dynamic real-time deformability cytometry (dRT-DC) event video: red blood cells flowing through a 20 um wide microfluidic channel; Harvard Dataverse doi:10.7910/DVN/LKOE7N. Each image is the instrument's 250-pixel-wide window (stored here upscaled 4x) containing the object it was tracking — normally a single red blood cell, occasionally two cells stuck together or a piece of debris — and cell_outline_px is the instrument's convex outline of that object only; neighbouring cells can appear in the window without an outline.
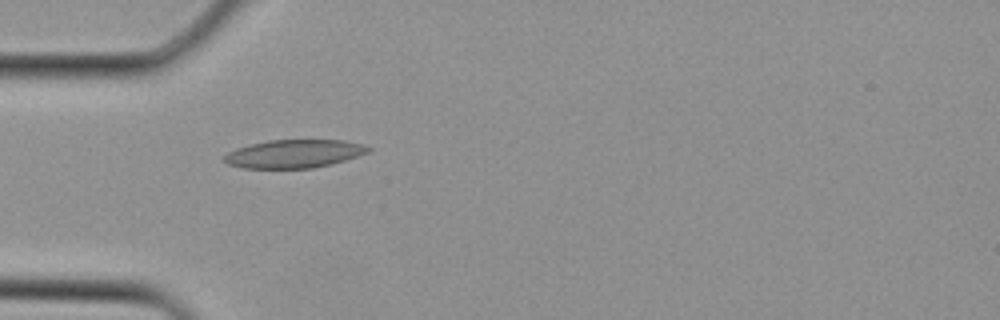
{"species": "Egyptian fruit bat (a non-hibernating species)", "species_latin": "Rousettus aegyptiacus", "temperature_condition": "cold", "stored_images_in_passage": 2, "camera_frame_rate_fps": 3000, "um_per_image_px": 0.085, "animal": {"sex": "female"}, "frame": {"image": 1, "passage_image": 1, "time_ms": 0.0, "image_size_px": [1000, 320], "cell_outline_px": [[372, 148], [368, 152], [344, 160], [312, 168], [244, 168], [228, 164], [220, 160], [228, 152], [236, 148], [268, 140], [344, 140], [360, 144]], "centroid_in_image_um": [24.94, 13.07], "position_along_channel_um": 60.1, "area_um2": 23.47}}
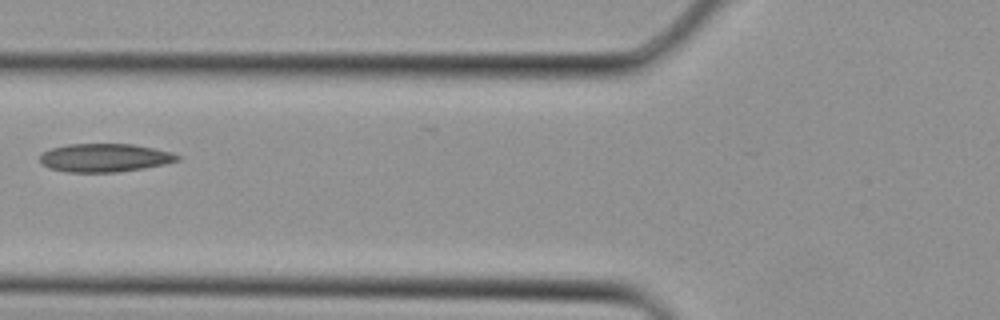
{"frame": {"image": 2, "passage_image": 2, "time_ms": 0.333, "image_size_px": [1000, 320], "cell_outline_px": [[180, 160], [164, 164], [144, 168], [116, 172], [68, 172], [48, 168], [40, 164], [40, 152], [52, 148], [68, 144], [132, 144], [172, 152], [180, 156]], "centroid_in_image_um": [8.86, 13.41], "position_along_channel_um": 116.9, "area_um2": 22.77}}